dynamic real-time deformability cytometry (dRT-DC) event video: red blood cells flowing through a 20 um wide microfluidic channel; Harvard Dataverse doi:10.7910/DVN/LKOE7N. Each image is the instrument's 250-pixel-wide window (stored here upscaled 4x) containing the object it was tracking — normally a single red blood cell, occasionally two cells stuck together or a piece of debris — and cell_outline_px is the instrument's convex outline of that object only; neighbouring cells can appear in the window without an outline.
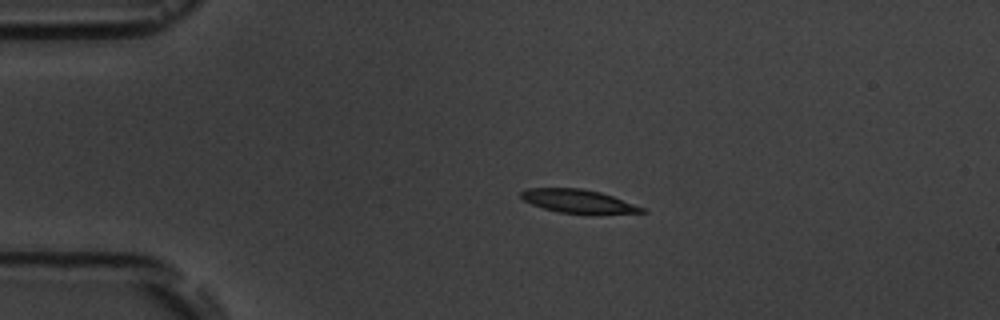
{"species": "common noctule bat (a hibernating species)", "species_latin": "Nyctalus noctula", "temperature_condition": "room temperature", "stored_images_in_passage": 2, "camera_frame_rate_fps": 3000, "um_per_image_px": 0.085, "animal": {"sex": "male", "body_mass_g": 19.5, "forearm_length_mm": 54.6}, "frame": {"image": 1, "passage_image": 1, "time_ms": 0.0, "image_size_px": [1000, 320], "cell_outline_px": [[648, 212], [596, 216], [560, 212], [544, 208], [532, 204], [524, 200], [520, 196], [520, 192], [528, 188], [580, 188], [600, 192], [612, 196], [644, 208]], "centroid_in_image_um": [49.21, 17.14], "position_along_channel_um": 35.8, "area_um2": 16.94}}